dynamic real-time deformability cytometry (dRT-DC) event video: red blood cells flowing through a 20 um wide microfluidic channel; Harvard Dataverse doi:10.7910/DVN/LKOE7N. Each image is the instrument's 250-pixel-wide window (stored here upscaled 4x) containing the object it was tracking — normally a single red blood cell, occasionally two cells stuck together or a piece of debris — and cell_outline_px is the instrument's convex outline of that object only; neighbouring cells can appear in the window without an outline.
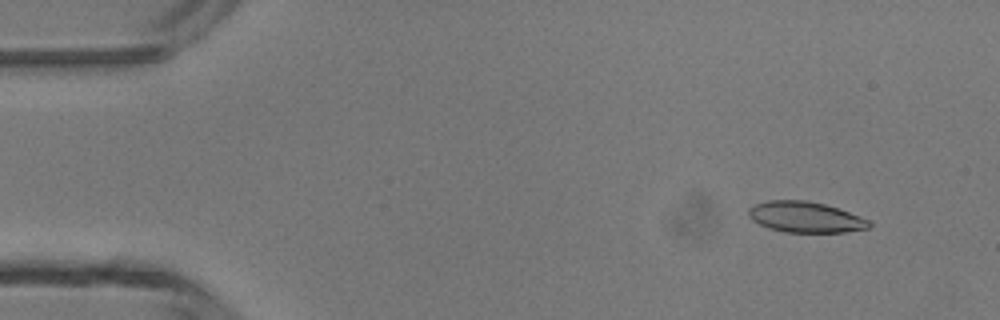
{"species": "common noctule bat (a hibernating species)", "species_latin": "Nyctalus noctula", "temperature_condition": "room temperature", "stored_images_in_passage": 4, "camera_frame_rate_fps": 3000, "um_per_image_px": 0.085, "animal": {"sex": "male", "body_mass_g": 13.3}, "frame": {"image": 1, "passage_image": 1, "time_ms": 0.0, "image_size_px": [1000, 320], "cell_outline_px": [[872, 224], [868, 228], [844, 232], [784, 232], [768, 228], [752, 220], [748, 216], [748, 208], [752, 204], [768, 200], [808, 200], [840, 208], [860, 216], [868, 220]], "centroid_in_image_um": [68.43, 18.44], "position_along_channel_um": 16.6, "area_um2": 21.85}}
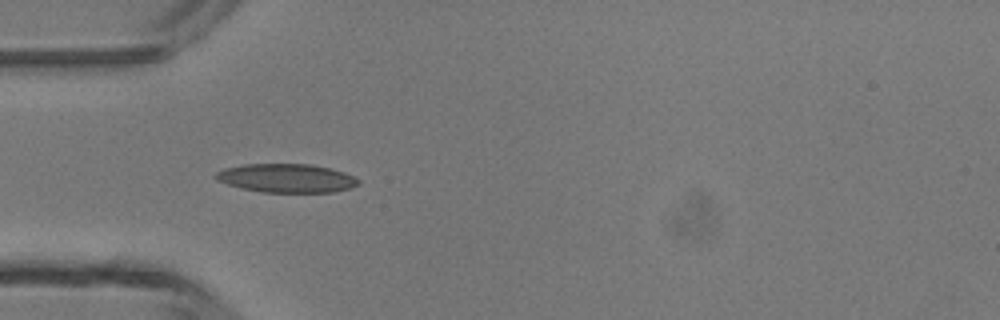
{"frame": {"image": 2, "passage_image": 4, "time_ms": 3.333, "image_size_px": [1000, 320], "cell_outline_px": [[360, 184], [352, 188], [332, 192], [260, 192], [228, 184], [216, 180], [212, 176], [216, 172], [224, 168], [244, 164], [312, 164], [344, 172], [360, 180]], "centroid_in_image_um": [24.35, 15.14], "position_along_channel_um": 60.7, "area_um2": 23.87}}